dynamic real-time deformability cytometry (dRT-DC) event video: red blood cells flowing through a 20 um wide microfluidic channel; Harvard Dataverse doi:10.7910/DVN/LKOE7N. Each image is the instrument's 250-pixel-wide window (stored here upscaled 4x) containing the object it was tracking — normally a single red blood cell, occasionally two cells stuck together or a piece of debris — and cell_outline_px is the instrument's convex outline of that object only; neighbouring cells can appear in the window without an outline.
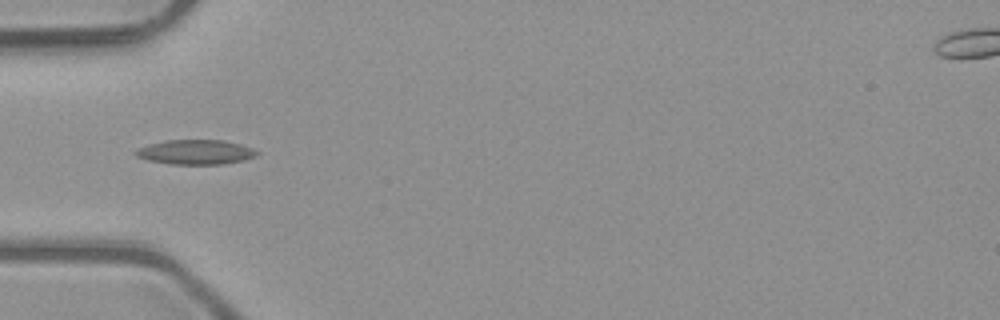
{"species": "common noctule bat (a hibernating species)", "species_latin": "Nyctalus noctula", "temperature_condition": "room temperature", "stored_images_in_passage": 2, "camera_frame_rate_fps": 3000, "um_per_image_px": 0.085, "animal": {"sex": "male", "body_mass_g": 23.1, "forearm_length_mm": 52.7}, "frame": {"image": 1, "passage_image": 1, "time_ms": 0.0, "image_size_px": [1000, 320], "cell_outline_px": [[260, 152], [256, 156], [244, 160], [224, 164], [172, 164], [148, 160], [136, 156], [132, 152], [148, 144], [164, 140], [224, 140], [240, 144], [252, 148]], "centroid_in_image_um": [16.63, 12.92], "position_along_channel_um": 68.4, "area_um2": 17.46}}
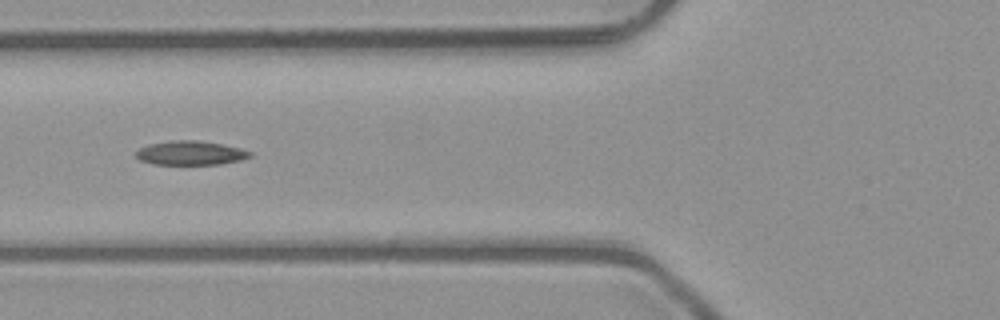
{"frame": {"image": 2, "passage_image": 2, "time_ms": 0.333, "image_size_px": [1000, 320], "cell_outline_px": [[252, 156], [240, 160], [220, 164], [152, 164], [140, 160], [136, 156], [136, 152], [140, 148], [148, 144], [172, 140], [196, 140], [220, 144], [240, 148], [252, 152]], "centroid_in_image_um": [16.18, 13.0], "position_along_channel_um": 109.6, "area_um2": 15.9}}